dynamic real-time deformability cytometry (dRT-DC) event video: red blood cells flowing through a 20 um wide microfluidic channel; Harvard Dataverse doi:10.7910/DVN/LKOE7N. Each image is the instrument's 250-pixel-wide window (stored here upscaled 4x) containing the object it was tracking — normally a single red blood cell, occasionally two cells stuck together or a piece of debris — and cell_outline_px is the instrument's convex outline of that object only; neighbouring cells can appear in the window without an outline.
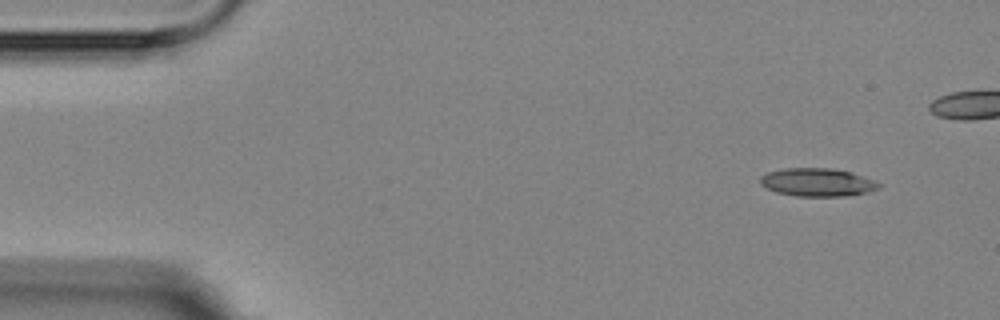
{"species": "Egyptian fruit bat (a non-hibernating species)", "species_latin": "Rousettus aegyptiacus", "temperature_condition": "room temperature", "stored_images_in_passage": 4, "camera_frame_rate_fps": 3000, "um_per_image_px": 0.085, "animal": {"sex": "female"}, "frame": {"image": 1, "passage_image": 1, "time_ms": 0.0, "image_size_px": [1000, 320], "cell_outline_px": [[884, 184], [880, 188], [868, 192], [844, 196], [796, 196], [776, 192], [760, 184], [760, 176], [768, 172], [784, 168], [828, 168], [852, 172], [876, 180]], "centroid_in_image_um": [69.52, 15.49], "position_along_channel_um": 15.5, "area_um2": 19.59}}